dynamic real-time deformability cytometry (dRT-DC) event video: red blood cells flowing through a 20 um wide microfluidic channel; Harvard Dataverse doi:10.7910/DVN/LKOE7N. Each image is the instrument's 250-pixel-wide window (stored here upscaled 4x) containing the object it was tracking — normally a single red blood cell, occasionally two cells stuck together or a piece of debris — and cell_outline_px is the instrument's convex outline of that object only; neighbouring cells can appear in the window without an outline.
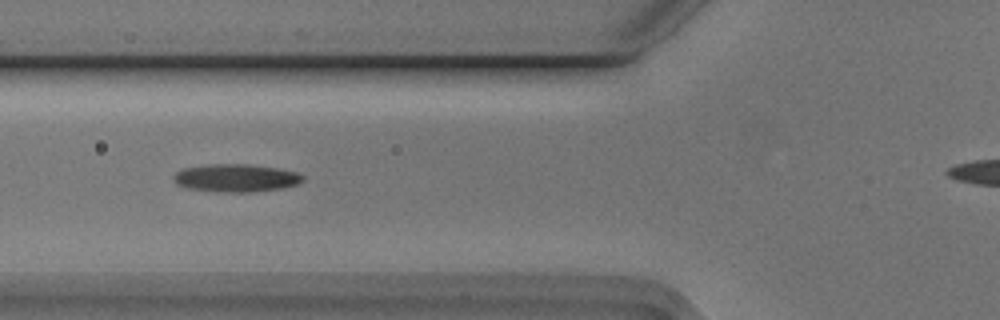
{"species": "Egyptian fruit bat (a non-hibernating species)", "species_latin": "Rousettus aegyptiacus", "temperature_condition": "cold", "stored_images_in_passage": 35, "camera_frame_rate_fps": 3000, "um_per_image_px": 0.085, "animal": {"sex": "male"}, "frame": {"image": 1, "passage_image": 7, "time_ms": 2.0, "image_size_px": [1000, 320], "cell_outline_px": [[304, 180], [300, 184], [284, 188], [252, 192], [220, 192], [184, 188], [176, 184], [172, 180], [172, 176], [176, 172], [184, 168], [208, 164], [248, 164], [276, 168], [296, 172], [304, 176]], "centroid_in_image_um": [20.04, 15.14], "position_along_channel_um": 105.8, "area_um2": 21.27}}
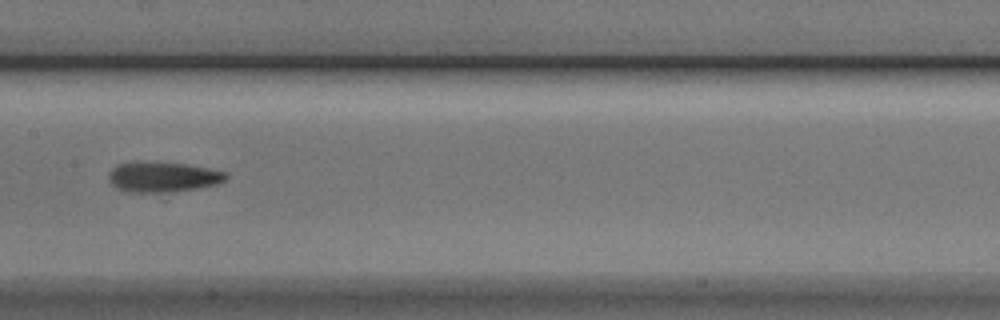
{"frame": {"image": 2, "passage_image": 14, "time_ms": 4.333, "image_size_px": [1000, 320], "cell_outline_px": [[228, 176], [220, 184], [200, 188], [156, 192], [128, 192], [116, 188], [108, 180], [108, 172], [112, 168], [120, 164], [184, 164], [208, 168], [228, 172]], "centroid_in_image_um": [13.89, 15.08], "position_along_channel_um": 193.5, "area_um2": 19.94}}
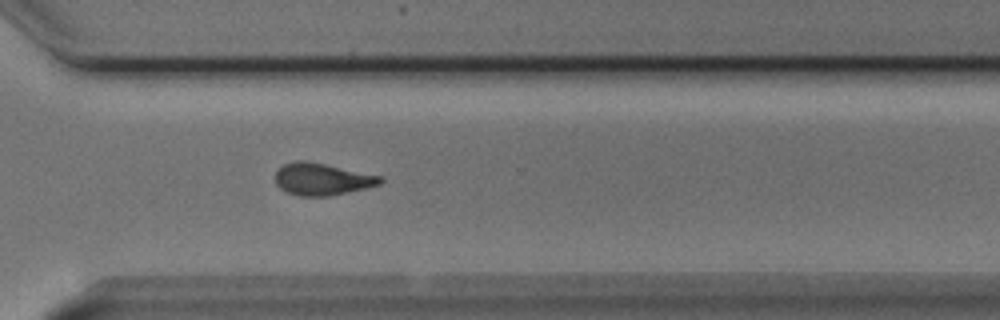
{"frame": {"image": 3, "passage_image": 26, "time_ms": 8.333, "image_size_px": [1000, 320], "cell_outline_px": [[384, 180], [380, 184], [348, 192], [328, 196], [300, 196], [284, 192], [276, 184], [276, 172], [284, 164], [296, 160], [304, 160], [384, 176]], "centroid_in_image_um": [27.38, 15.23], "position_along_channel_um": 343.2, "area_um2": 19.59}}